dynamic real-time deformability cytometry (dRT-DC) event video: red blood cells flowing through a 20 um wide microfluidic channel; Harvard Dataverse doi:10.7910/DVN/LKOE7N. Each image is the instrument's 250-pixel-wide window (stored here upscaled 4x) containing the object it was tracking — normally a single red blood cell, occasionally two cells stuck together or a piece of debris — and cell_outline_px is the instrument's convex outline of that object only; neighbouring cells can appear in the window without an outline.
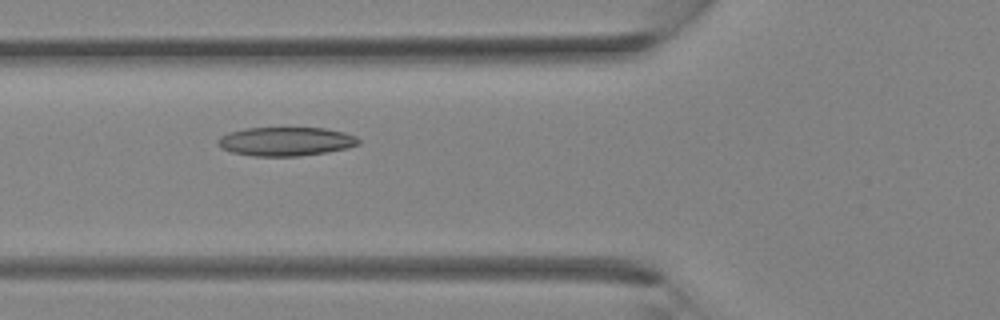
{"species": "Egyptian fruit bat (a non-hibernating species)", "species_latin": "Rousettus aegyptiacus", "temperature_condition": "room temperature", "stored_images_in_passage": 32, "camera_frame_rate_fps": 3000, "um_per_image_px": 0.085, "animal": {"sex": "female"}, "frame": {"image": 1, "passage_image": 10, "time_ms": 3.0, "image_size_px": [1000, 320], "cell_outline_px": [[360, 144], [348, 148], [328, 152], [300, 156], [252, 156], [232, 152], [216, 144], [216, 140], [220, 136], [228, 132], [244, 128], [324, 128], [344, 132], [356, 136], [360, 140]], "centroid_in_image_um": [24.3, 12.02], "position_along_channel_um": 101.5, "area_um2": 23.81}}
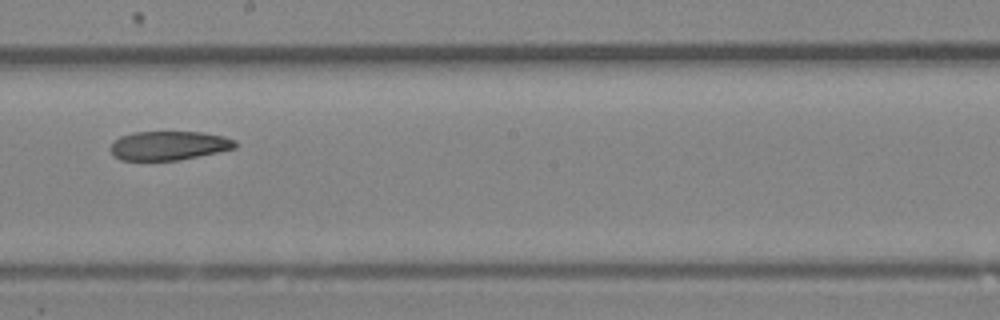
{"frame": {"image": 2, "passage_image": 17, "time_ms": 5.333, "image_size_px": [1000, 320], "cell_outline_px": [[236, 148], [180, 160], [120, 160], [112, 156], [108, 148], [120, 136], [132, 132], [204, 132], [224, 136], [236, 140]], "centroid_in_image_um": [14.33, 12.37], "position_along_channel_um": 233.9, "area_um2": 21.27}}
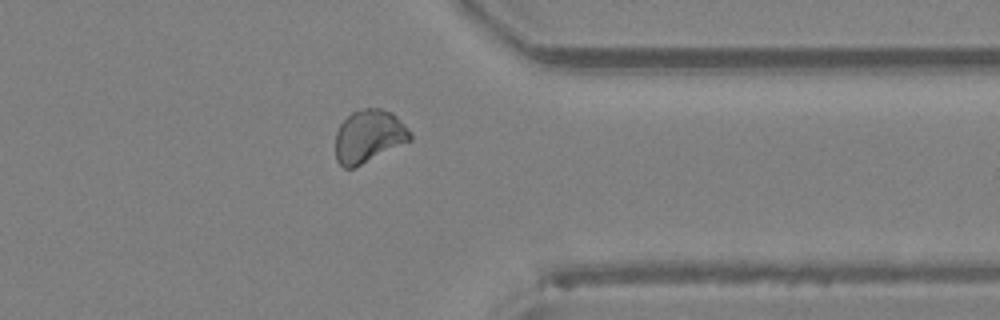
{"frame": {"image": 3, "passage_image": 25, "time_ms": 8.0, "image_size_px": [1000, 320], "cell_outline_px": [[412, 140], [352, 168], [344, 168], [336, 160], [336, 132], [340, 124], [352, 112], [364, 108], [380, 108], [392, 112], [412, 132]], "centroid_in_image_um": [31.36, 11.56], "position_along_channel_um": 380.0, "area_um2": 22.83}}